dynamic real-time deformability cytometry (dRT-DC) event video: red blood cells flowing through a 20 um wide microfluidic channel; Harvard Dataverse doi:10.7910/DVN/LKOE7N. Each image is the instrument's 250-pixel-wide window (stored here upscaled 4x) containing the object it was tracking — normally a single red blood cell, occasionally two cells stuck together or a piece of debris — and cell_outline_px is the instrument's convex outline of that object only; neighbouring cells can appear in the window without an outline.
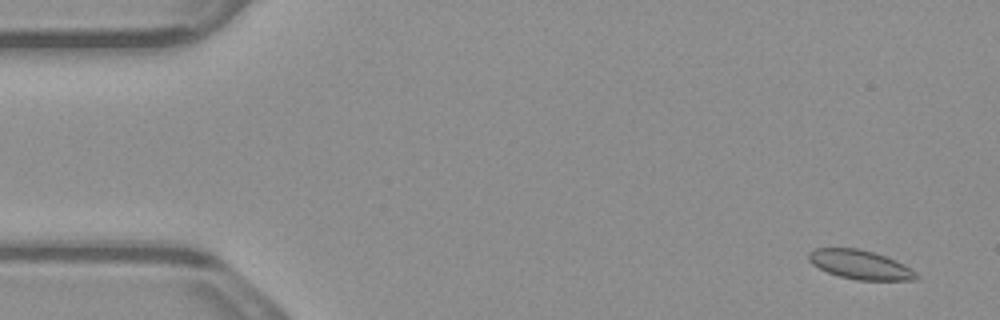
{"species": "common noctule bat (a hibernating species)", "species_latin": "Nyctalus noctula", "temperature_condition": "warm", "stored_images_in_passage": 54, "camera_frame_rate_fps": 3000, "um_per_image_px": 0.085, "animal": {"sex": "male", "body_mass_g": 23.1, "forearm_length_mm": 52.7}, "frame": {"image": 1, "passage_image": 3, "time_ms": 0.667, "image_size_px": [1000, 320], "cell_outline_px": [[920, 276], [916, 280], [856, 280], [840, 276], [828, 272], [812, 264], [808, 260], [808, 252], [816, 248], [860, 248], [896, 260], [912, 268]], "centroid_in_image_um": [73.14, 22.5], "position_along_channel_um": 11.9, "area_um2": 18.26}}
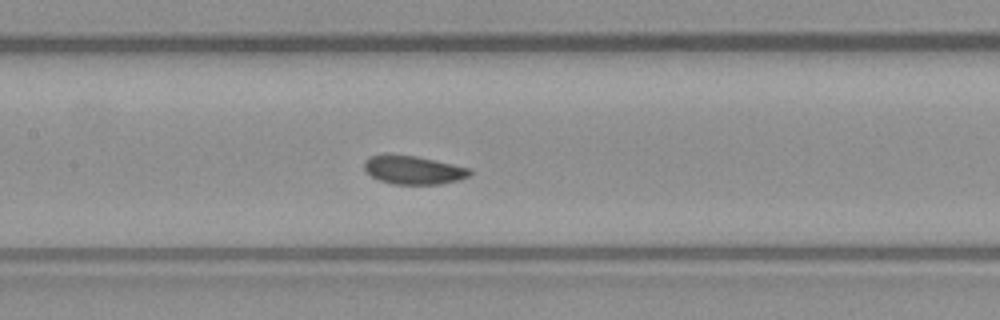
{"frame": {"image": 2, "passage_image": 25, "time_ms": 8.0, "image_size_px": [1000, 320], "cell_outline_px": [[472, 172], [468, 176], [460, 180], [440, 184], [392, 184], [380, 180], [372, 176], [364, 168], [364, 160], [372, 156], [384, 152], [416, 156], [472, 168]], "centroid_in_image_um": [35.13, 14.42], "position_along_channel_um": 172.3, "area_um2": 17.8}}
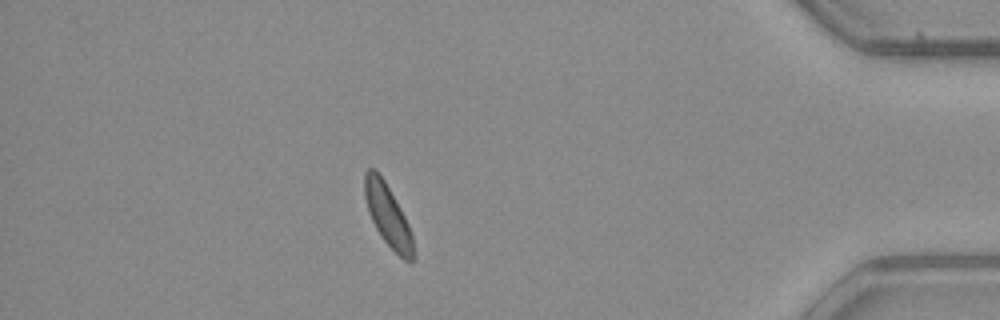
{"frame": {"image": 3, "passage_image": 47, "time_ms": 15.333, "image_size_px": [1000, 320], "cell_outline_px": [[412, 260], [404, 260], [384, 240], [376, 228], [368, 212], [364, 196], [364, 172], [368, 168], [376, 168], [384, 180], [400, 208], [408, 224], [412, 236]], "centroid_in_image_um": [32.9, 18.22], "position_along_channel_um": 402.3, "area_um2": 17.05}, "authors_computed_cell_mechanics": {"area_um2": 18.0336, "velocity_mm_per_s": 3.8191, "shape_relaxation_time_tau1_ms": 2.1907, "shape_relaxation_time_tau2_ms": 0.6218, "deformation_change_tau1": 0.0793, "deformation_change_tau2": 0.0605}}